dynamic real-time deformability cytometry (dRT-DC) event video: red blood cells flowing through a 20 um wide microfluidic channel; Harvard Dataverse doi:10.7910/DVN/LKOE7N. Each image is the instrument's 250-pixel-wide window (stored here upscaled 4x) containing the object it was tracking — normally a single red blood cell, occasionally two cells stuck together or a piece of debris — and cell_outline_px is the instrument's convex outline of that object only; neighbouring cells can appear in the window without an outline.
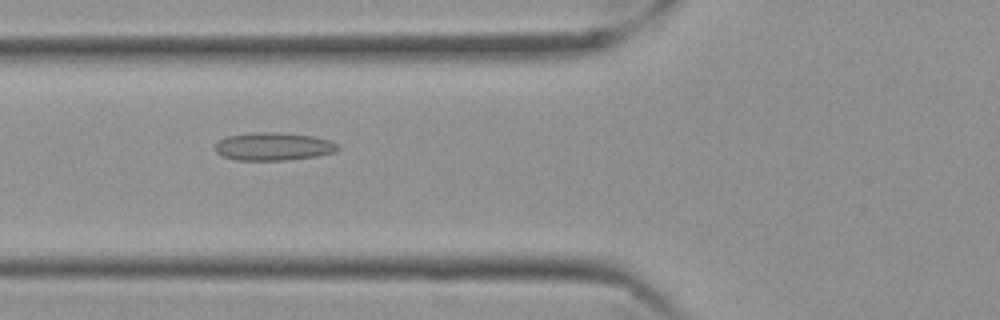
{"species": "Egyptian fruit bat (a non-hibernating species)", "species_latin": "Rousettus aegyptiacus", "temperature_condition": "cold", "stored_images_in_passage": 59, "segment_of_instrument_passage": [1, 2], "camera_frame_rate_fps": 3000, "um_per_image_px": 0.085, "frame": {"image": 1, "passage_image": 22, "time_ms": 7.0, "image_size_px": [1000, 320], "cell_outline_px": [[340, 148], [332, 152], [316, 156], [288, 160], [236, 160], [224, 156], [216, 152], [216, 144], [220, 140], [228, 136], [252, 132], [276, 132], [312, 136], [332, 140], [340, 144]], "centroid_in_image_um": [23.28, 12.44], "position_along_channel_um": 102.5, "area_um2": 19.94}}
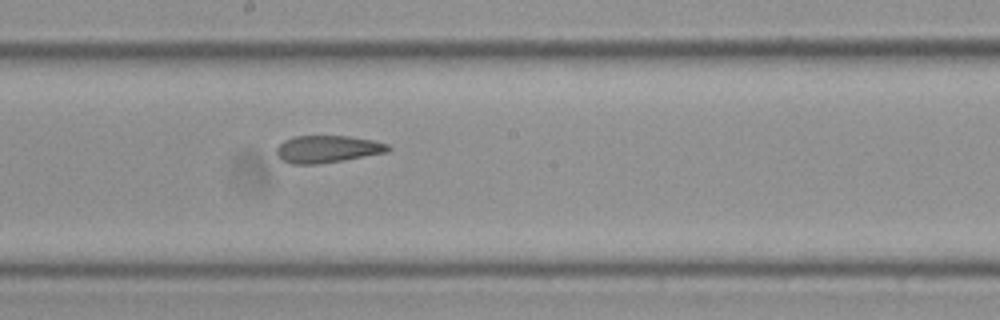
{"frame": {"image": 2, "passage_image": 32, "time_ms": 10.333, "image_size_px": [1000, 320], "cell_outline_px": [[392, 148], [388, 152], [344, 160], [316, 164], [292, 164], [284, 160], [276, 152], [276, 148], [284, 140], [296, 136], [348, 136], [372, 140], [388, 144]], "centroid_in_image_um": [27.86, 12.67], "position_along_channel_um": 220.3, "area_um2": 17.57}}
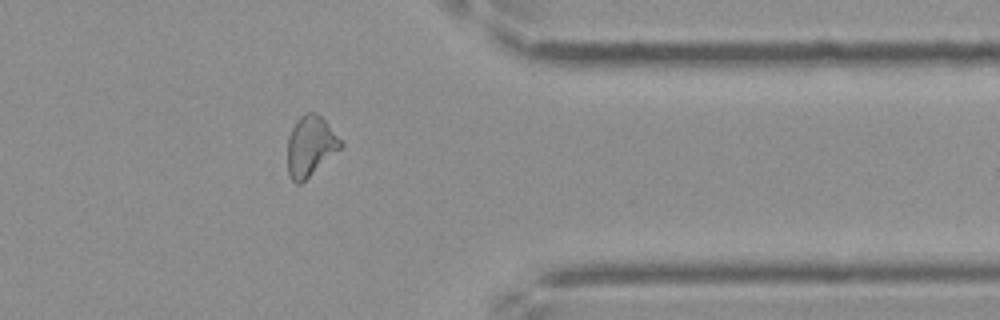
{"frame": {"image": 3, "passage_image": 47, "time_ms": 15.333, "image_size_px": [1000, 320], "cell_outline_px": [[344, 144], [340, 148], [300, 184], [296, 184], [288, 176], [288, 136], [296, 120], [304, 112], [316, 112], [328, 124]], "centroid_in_image_um": [26.35, 12.4], "position_along_channel_um": 385.0, "area_um2": 18.38}}